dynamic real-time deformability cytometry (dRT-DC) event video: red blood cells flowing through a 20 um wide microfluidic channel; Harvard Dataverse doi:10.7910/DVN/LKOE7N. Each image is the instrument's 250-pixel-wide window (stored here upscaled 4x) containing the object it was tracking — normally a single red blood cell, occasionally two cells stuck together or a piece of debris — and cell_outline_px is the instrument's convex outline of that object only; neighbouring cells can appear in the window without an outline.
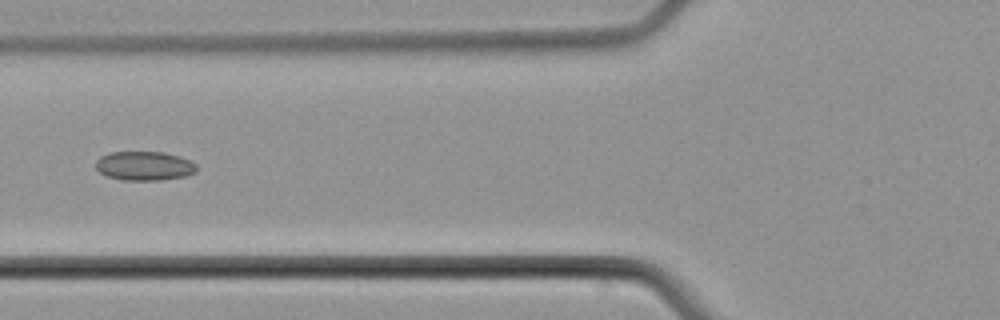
{"species": "common noctule bat (a hibernating species)", "species_latin": "Nyctalus noctula", "temperature_condition": "cold", "stored_images_in_passage": 5, "camera_frame_rate_fps": 3000, "um_per_image_px": 0.085, "animal": {"sex": "male", "body_mass_g": 21.5, "forearm_length_mm": 52.0}, "frame": {"image": 1, "passage_image": 5, "time_ms": 5.0, "image_size_px": [1000, 320], "cell_outline_px": [[196, 172], [184, 176], [160, 180], [120, 180], [108, 176], [100, 172], [96, 168], [96, 160], [100, 156], [112, 152], [164, 152], [180, 156], [196, 164]], "centroid_in_image_um": [12.26, 14.1], "position_along_channel_um": 113.5, "area_um2": 17.05}}